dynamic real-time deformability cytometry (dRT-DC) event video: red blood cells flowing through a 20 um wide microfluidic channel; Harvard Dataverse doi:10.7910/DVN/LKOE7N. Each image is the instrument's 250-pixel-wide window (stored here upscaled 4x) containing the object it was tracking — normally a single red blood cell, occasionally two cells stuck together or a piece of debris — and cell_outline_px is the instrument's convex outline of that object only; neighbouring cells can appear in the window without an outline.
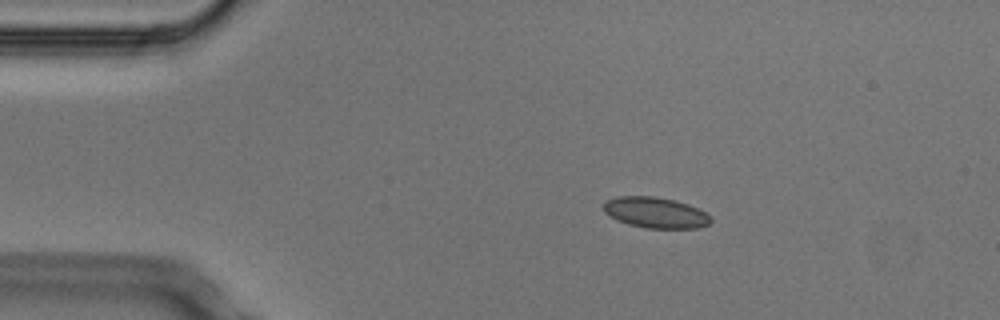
{"species": "Egyptian fruit bat (a non-hibernating species)", "species_latin": "Rousettus aegyptiacus", "temperature_condition": "cold", "stored_images_in_passage": 2, "camera_frame_rate_fps": 3000, "um_per_image_px": 0.085, "animal": {"sex": "male"}, "frame": {"image": 1, "passage_image": 1, "time_ms": 0.0, "image_size_px": [1000, 320], "cell_outline_px": [[712, 220], [708, 224], [696, 228], [644, 228], [628, 224], [604, 212], [604, 200], [616, 196], [652, 196], [676, 200], [700, 208]], "centroid_in_image_um": [55.71, 18.06], "position_along_channel_um": 29.3, "area_um2": 19.19}}